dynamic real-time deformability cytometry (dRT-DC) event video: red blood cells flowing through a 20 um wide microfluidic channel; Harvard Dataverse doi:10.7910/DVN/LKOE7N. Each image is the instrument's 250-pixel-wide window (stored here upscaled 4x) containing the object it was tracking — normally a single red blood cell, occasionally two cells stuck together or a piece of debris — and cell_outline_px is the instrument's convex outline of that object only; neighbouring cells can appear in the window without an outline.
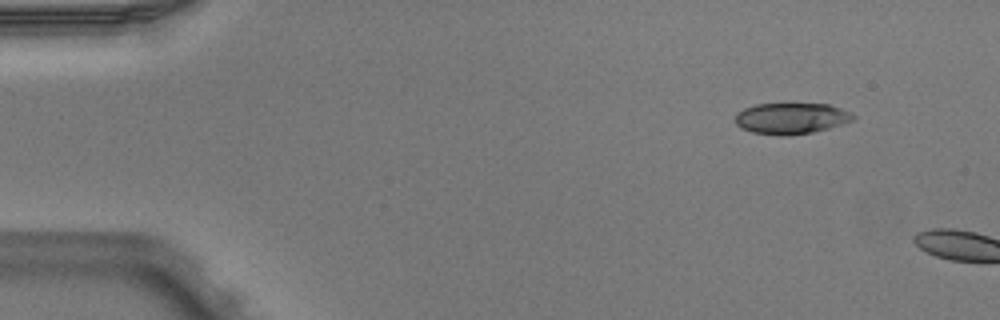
{"species": "Egyptian fruit bat (a non-hibernating species)", "species_latin": "Rousettus aegyptiacus", "temperature_condition": "warm", "stored_images_in_passage": 4, "camera_frame_rate_fps": 3000, "um_per_image_px": 0.085, "animal": {"sex": "male"}, "frame": {"image": 1, "passage_image": 1, "time_ms": 0.0, "image_size_px": [1000, 320], "cell_outline_px": [[856, 116], [852, 120], [828, 128], [812, 132], [788, 136], [780, 136], [752, 132], [740, 128], [736, 124], [736, 112], [744, 108], [756, 104], [828, 104], [840, 108]], "centroid_in_image_um": [67.2, 10.07], "position_along_channel_um": 17.8, "area_um2": 21.27}}